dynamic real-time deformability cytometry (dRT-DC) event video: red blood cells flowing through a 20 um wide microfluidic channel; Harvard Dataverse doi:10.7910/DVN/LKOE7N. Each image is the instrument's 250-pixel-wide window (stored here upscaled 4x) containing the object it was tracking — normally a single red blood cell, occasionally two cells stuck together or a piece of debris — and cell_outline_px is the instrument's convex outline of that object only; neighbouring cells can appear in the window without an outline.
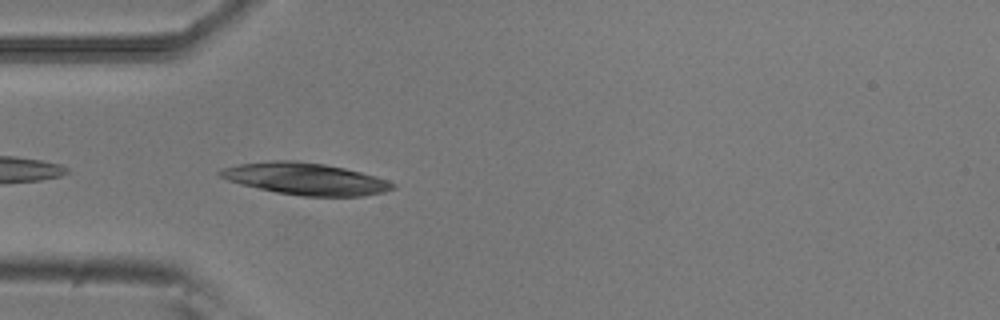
{"species": "common noctule bat (a hibernating species)", "species_latin": "Nyctalus noctula", "temperature_condition": "room temperature", "stored_images_in_passage": 39, "camera_frame_rate_fps": 3000, "um_per_image_px": 0.085, "animal": {"sex": "male", "body_mass_g": 20.5, "forearm_length_mm": 52.5}, "frame": {"image": 1, "passage_image": 2, "time_ms": 0.333, "image_size_px": [1000, 320], "cell_outline_px": [[396, 188], [384, 192], [360, 196], [300, 196], [276, 192], [240, 184], [228, 180], [220, 176], [216, 172], [224, 168], [240, 164], [272, 160], [296, 160], [324, 164], [344, 168], [376, 176], [388, 180], [396, 184]], "centroid_in_image_um": [25.98, 15.2], "position_along_channel_um": 59.0, "area_um2": 32.02}}
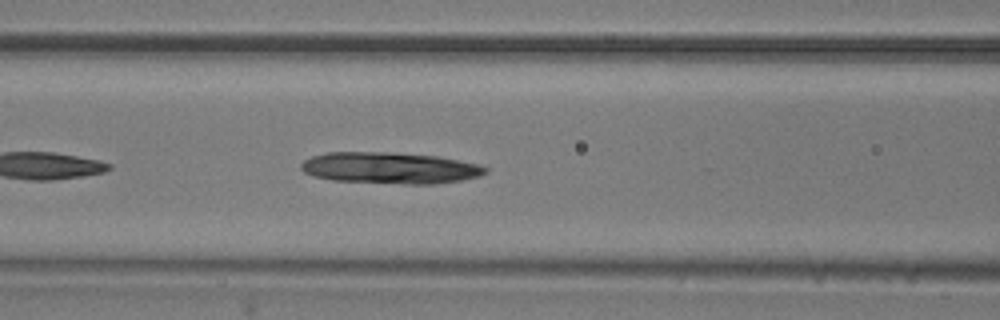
{"frame": {"image": 2, "passage_image": 8, "time_ms": 2.333, "image_size_px": [1000, 320], "cell_outline_px": [[488, 172], [480, 176], [464, 180], [432, 184], [404, 184], [332, 180], [312, 176], [304, 172], [300, 168], [300, 164], [304, 160], [312, 156], [328, 152], [388, 152], [436, 156], [476, 164], [488, 168]], "centroid_in_image_um": [33.12, 14.28], "position_along_channel_um": 133.5, "area_um2": 33.76}}
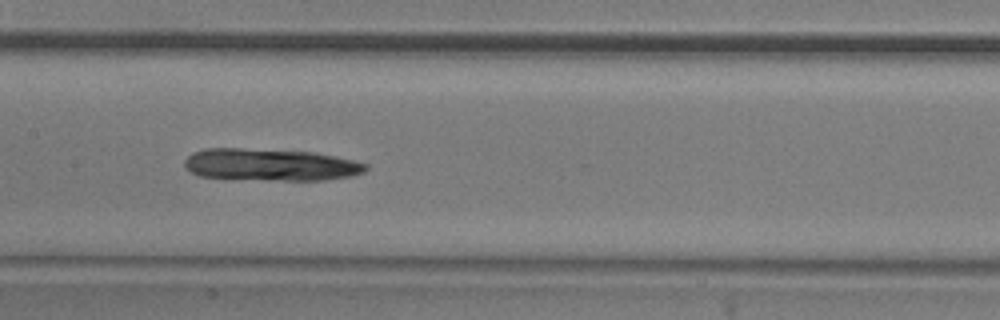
{"frame": {"image": 3, "passage_image": 12, "time_ms": 3.667, "image_size_px": [1000, 320], "cell_outline_px": [[368, 168], [364, 172], [352, 176], [324, 180], [268, 180], [200, 176], [192, 172], [184, 164], [184, 160], [192, 152], [204, 148], [240, 148], [312, 152], [352, 160], [368, 164]], "centroid_in_image_um": [22.99, 14.0], "position_along_channel_um": 184.4, "area_um2": 33.7}}